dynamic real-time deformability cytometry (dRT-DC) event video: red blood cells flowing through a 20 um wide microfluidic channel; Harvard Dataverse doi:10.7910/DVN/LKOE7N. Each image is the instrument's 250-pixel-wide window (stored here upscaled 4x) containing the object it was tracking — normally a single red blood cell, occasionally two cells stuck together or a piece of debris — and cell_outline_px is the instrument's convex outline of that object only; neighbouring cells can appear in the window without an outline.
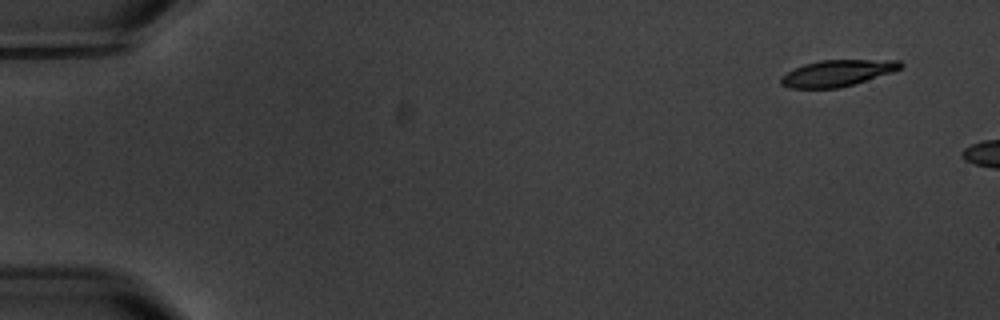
{"species": "common noctule bat (a hibernating species)", "species_latin": "Nyctalus noctula", "temperature_condition": "warm", "stored_images_in_passage": 3, "camera_frame_rate_fps": 3000, "um_per_image_px": 0.085, "animal": {"sex": "male", "body_mass_g": 20.1, "forearm_length_mm": 53.5}, "frame": {"image": 1, "passage_image": 1, "time_ms": 0.0, "image_size_px": [1000, 320], "cell_outline_px": [[904, 64], [900, 68], [892, 72], [840, 88], [788, 88], [780, 84], [780, 76], [804, 64], [820, 60], [900, 60]], "centroid_in_image_um": [71.15, 6.21], "position_along_channel_um": 13.9, "area_um2": 18.26}}